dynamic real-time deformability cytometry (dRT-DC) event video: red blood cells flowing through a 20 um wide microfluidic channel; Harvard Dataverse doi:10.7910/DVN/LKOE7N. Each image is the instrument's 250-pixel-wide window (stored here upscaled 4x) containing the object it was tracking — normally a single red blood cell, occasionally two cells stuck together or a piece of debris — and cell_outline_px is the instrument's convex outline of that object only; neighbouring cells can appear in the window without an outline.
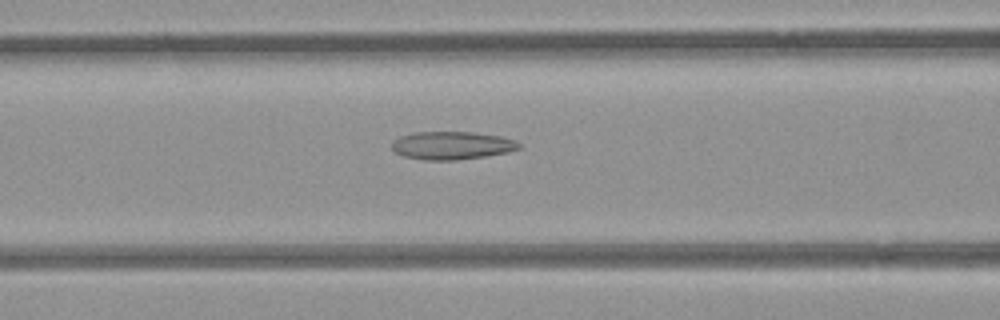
{"species": "common noctule bat (a hibernating species)", "species_latin": "Nyctalus noctula", "temperature_condition": "room temperature", "stored_images_in_passage": 43, "camera_frame_rate_fps": 3000, "um_per_image_px": 0.085, "animal": {"sex": "female", "body_mass_g": 21.9}, "frame": {"image": 1, "passage_image": 12, "time_ms": 3.667, "image_size_px": [1000, 320], "cell_outline_px": [[520, 148], [508, 152], [484, 156], [456, 160], [424, 160], [404, 156], [396, 152], [392, 148], [392, 140], [400, 136], [416, 132], [472, 132], [500, 136], [516, 140], [520, 144]], "centroid_in_image_um": [38.4, 12.36], "position_along_channel_um": 128.2, "area_um2": 20.69}}
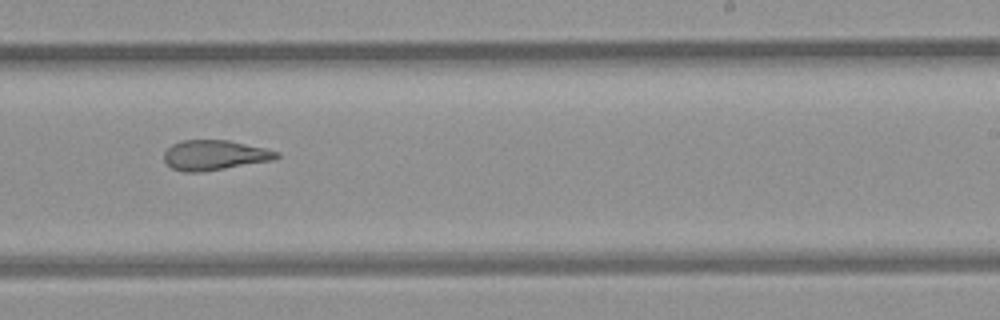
{"frame": {"image": 2, "passage_image": 23, "time_ms": 7.333, "image_size_px": [1000, 320], "cell_outline_px": [[280, 156], [276, 160], [200, 172], [184, 172], [172, 168], [164, 160], [164, 152], [172, 144], [180, 140], [228, 140], [264, 148], [280, 152]], "centroid_in_image_um": [18.25, 13.18], "position_along_channel_um": 270.7, "area_um2": 19.71}}
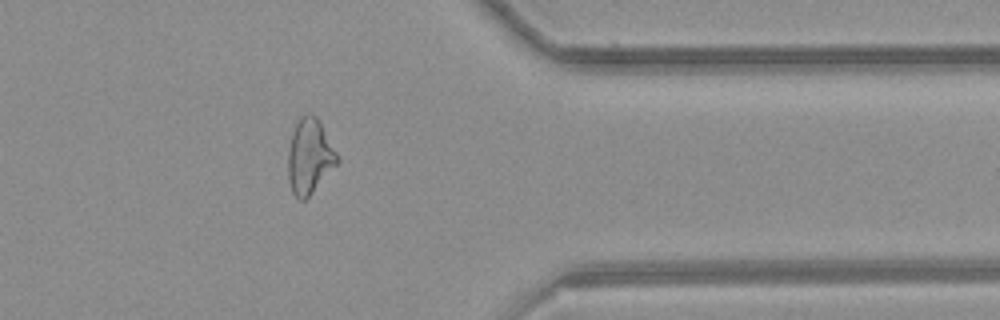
{"frame": {"image": 3, "passage_image": 33, "time_ms": 10.667, "image_size_px": [1000, 320], "cell_outline_px": [[340, 160], [312, 192], [304, 200], [300, 200], [292, 192], [288, 180], [288, 152], [292, 132], [300, 116], [304, 112], [312, 112], [320, 120]], "centroid_in_image_um": [26.3, 13.23], "position_along_channel_um": 385.1, "area_um2": 21.44}, "authors_computed_cell_mechanics": {"area_um2": 21.3282, "velocity_mm_per_s": 3.9, "shape_relaxation_time_tau1_ms": null, "shape_relaxation_time_tau2_ms": 2.5117, "deformation_change_tau1": null, "deformation_change_tau2": 0.1089}}